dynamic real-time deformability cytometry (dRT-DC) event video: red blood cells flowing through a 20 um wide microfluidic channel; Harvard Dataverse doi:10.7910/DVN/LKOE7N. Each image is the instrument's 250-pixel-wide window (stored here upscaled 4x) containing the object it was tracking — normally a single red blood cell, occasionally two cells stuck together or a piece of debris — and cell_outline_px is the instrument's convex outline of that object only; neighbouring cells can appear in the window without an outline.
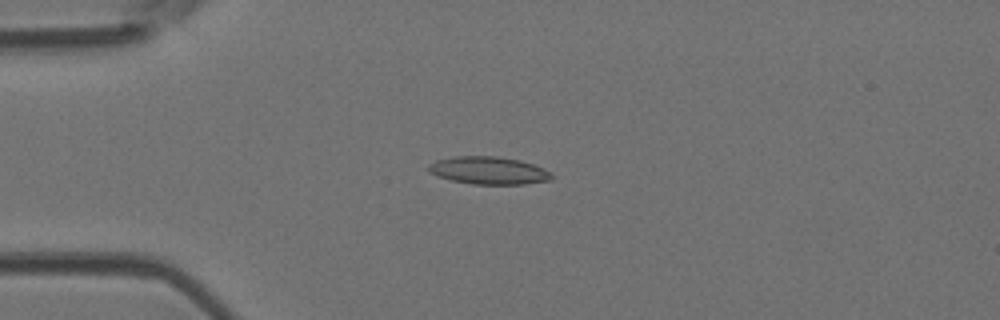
{"species": "Egyptian fruit bat (a non-hibernating species)", "species_latin": "Rousettus aegyptiacus", "temperature_condition": "room temperature", "stored_images_in_passage": 4, "camera_frame_rate_fps": 3000, "um_per_image_px": 0.085, "animal": {"sex": "female"}, "frame": {"image": 1, "passage_image": 3, "time_ms": 0.667, "image_size_px": [1000, 320], "cell_outline_px": [[552, 180], [524, 184], [472, 184], [452, 180], [436, 176], [428, 172], [428, 164], [436, 160], [456, 156], [496, 156], [520, 160], [544, 168], [552, 172]], "centroid_in_image_um": [41.53, 14.49], "position_along_channel_um": 43.5, "area_um2": 19.94}}